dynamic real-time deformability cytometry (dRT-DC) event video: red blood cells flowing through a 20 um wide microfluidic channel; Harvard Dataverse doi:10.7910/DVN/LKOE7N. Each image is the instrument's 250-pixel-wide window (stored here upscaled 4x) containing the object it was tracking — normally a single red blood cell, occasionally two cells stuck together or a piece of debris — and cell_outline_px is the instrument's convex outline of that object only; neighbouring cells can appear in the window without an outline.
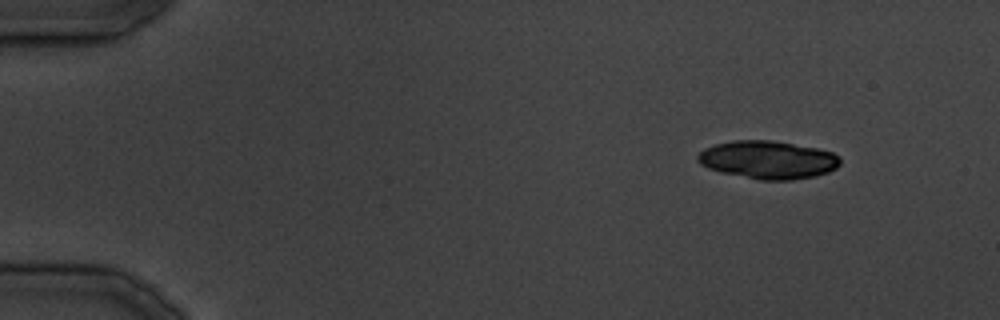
{"species": "common noctule bat (a hibernating species)", "species_latin": "Nyctalus noctula", "temperature_condition": "cold", "stored_images_in_passage": 11, "camera_frame_rate_fps": 3000, "um_per_image_px": 0.085, "animal": {"sex": "male", "body_mass_g": 19.5, "forearm_length_mm": 54.6}, "frame": {"image": 1, "passage_image": 1, "time_ms": 0.0, "image_size_px": [1000, 320], "cell_outline_px": [[840, 164], [836, 168], [828, 172], [816, 176], [792, 180], [760, 180], [720, 172], [708, 168], [700, 164], [696, 160], [696, 156], [704, 148], [716, 144], [732, 140], [772, 140], [816, 148], [832, 152], [840, 156]], "centroid_in_image_um": [65.26, 13.58], "position_along_channel_um": 19.7, "area_um2": 31.73}}